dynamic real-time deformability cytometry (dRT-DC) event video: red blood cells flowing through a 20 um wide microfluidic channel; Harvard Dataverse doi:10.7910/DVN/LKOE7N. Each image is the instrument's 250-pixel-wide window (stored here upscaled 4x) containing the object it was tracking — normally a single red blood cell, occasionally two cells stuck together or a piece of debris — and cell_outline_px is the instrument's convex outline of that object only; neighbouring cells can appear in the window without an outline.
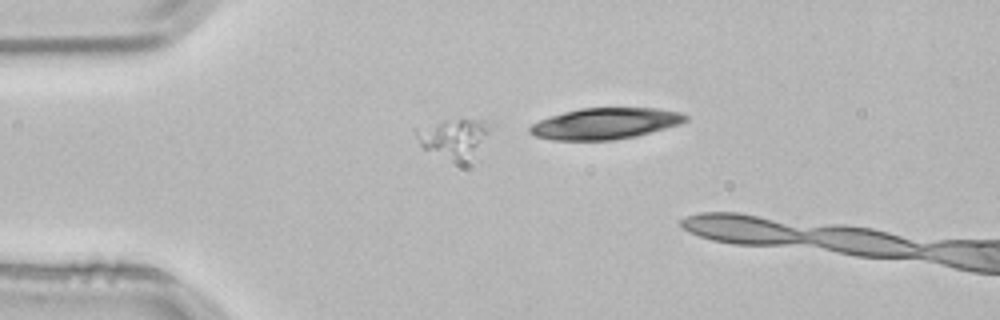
{"species": "common noctule bat (a hibernating species)", "species_latin": "Nyctalus noctula", "temperature_condition": "room temperature", "stored_images_in_passage": 3, "camera_frame_rate_fps": 3000, "um_per_image_px": 0.085, "animal": {"sex": "male", "body_mass_g": 21.5, "forearm_length_mm": 52.0}, "frame": {"image": 1, "passage_image": 2, "time_ms": 0.333, "image_size_px": [1000, 320], "cell_outline_px": [[492, 124], [488, 132], [472, 148], [456, 152], [452, 152], [424, 148], [420, 144], [412, 128], [460, 116], [484, 120]], "centroid_in_image_um": [38.45, 11.38], "position_along_channel_um": 46.6, "area_um2": 14.22}}